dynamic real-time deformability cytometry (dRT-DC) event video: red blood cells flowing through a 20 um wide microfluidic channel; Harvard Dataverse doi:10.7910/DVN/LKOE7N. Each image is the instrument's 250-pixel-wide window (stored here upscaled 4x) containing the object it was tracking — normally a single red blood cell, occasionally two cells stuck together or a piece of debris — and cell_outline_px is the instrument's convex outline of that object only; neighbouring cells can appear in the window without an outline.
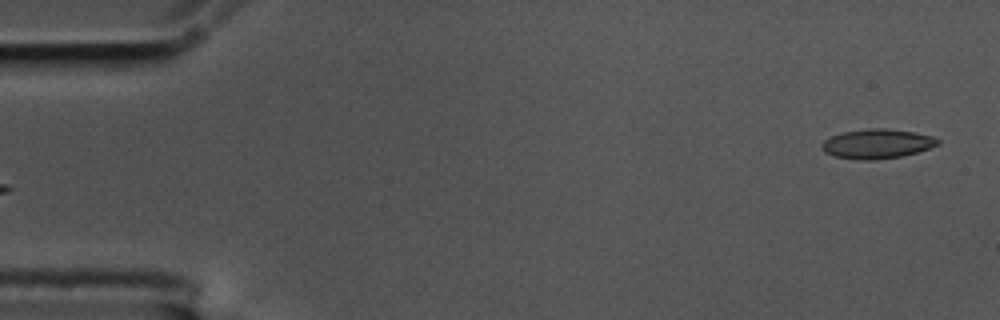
{"species": "common noctule bat (a hibernating species)", "species_latin": "Nyctalus noctula", "temperature_condition": "cold", "stored_images_in_passage": 4, "camera_frame_rate_fps": 3000, "um_per_image_px": 0.085, "animal": {"sex": "male", "body_mass_g": 17.5, "forearm_length_mm": 52.3}, "frame": {"image": 1, "passage_image": 4, "time_ms": 1.0, "image_size_px": [1000, 320], "cell_outline_px": [[940, 144], [916, 152], [900, 156], [872, 160], [864, 160], [836, 156], [824, 152], [820, 144], [824, 140], [832, 136], [844, 132], [868, 128], [888, 128], [916, 132], [932, 136], [940, 140]], "centroid_in_image_um": [74.56, 12.2], "position_along_channel_um": 10.4, "area_um2": 19.77}}